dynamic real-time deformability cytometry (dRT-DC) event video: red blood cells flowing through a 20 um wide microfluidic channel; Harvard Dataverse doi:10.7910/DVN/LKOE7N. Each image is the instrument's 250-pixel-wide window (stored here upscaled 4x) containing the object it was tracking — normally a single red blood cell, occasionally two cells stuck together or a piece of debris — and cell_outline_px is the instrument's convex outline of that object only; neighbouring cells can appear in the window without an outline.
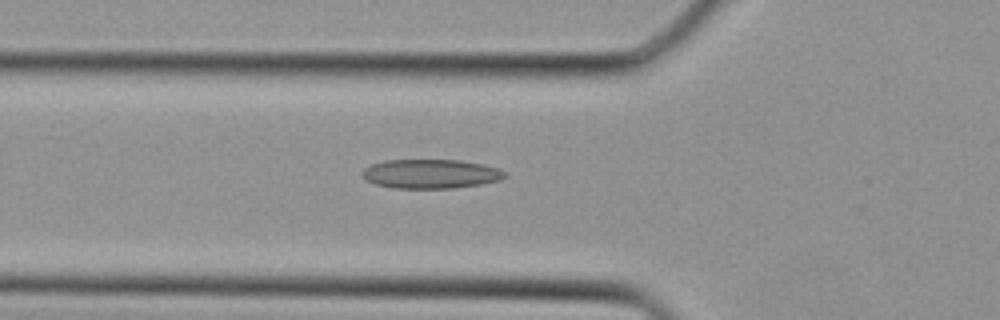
{"species": "Egyptian fruit bat (a non-hibernating species)", "species_latin": "Rousettus aegyptiacus", "temperature_condition": "cold", "stored_images_in_passage": 34, "camera_frame_rate_fps": 3000, "um_per_image_px": 0.085, "animal": {"sex": "female"}, "frame": {"image": 1, "passage_image": 12, "time_ms": 3.667, "image_size_px": [1000, 320], "cell_outline_px": [[508, 176], [500, 180], [480, 184], [452, 188], [392, 188], [376, 184], [368, 180], [360, 172], [364, 168], [372, 164], [384, 160], [460, 160], [480, 164], [496, 168], [504, 172]], "centroid_in_image_um": [36.59, 14.78], "position_along_channel_um": 89.2, "area_um2": 24.04}}
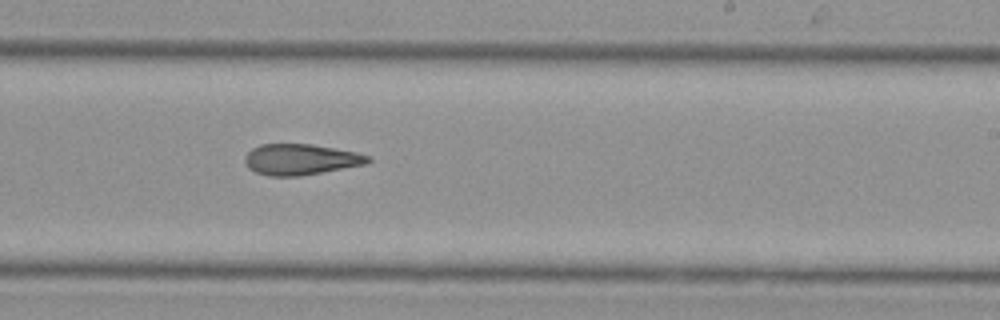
{"frame": {"image": 2, "passage_image": 21, "time_ms": 6.667, "image_size_px": [1000, 320], "cell_outline_px": [[372, 160], [368, 164], [300, 176], [268, 176], [256, 172], [248, 168], [244, 160], [244, 156], [252, 148], [260, 144], [312, 144], [356, 152], [372, 156]], "centroid_in_image_um": [25.57, 13.55], "position_along_channel_um": 263.4, "area_um2": 22.37}}
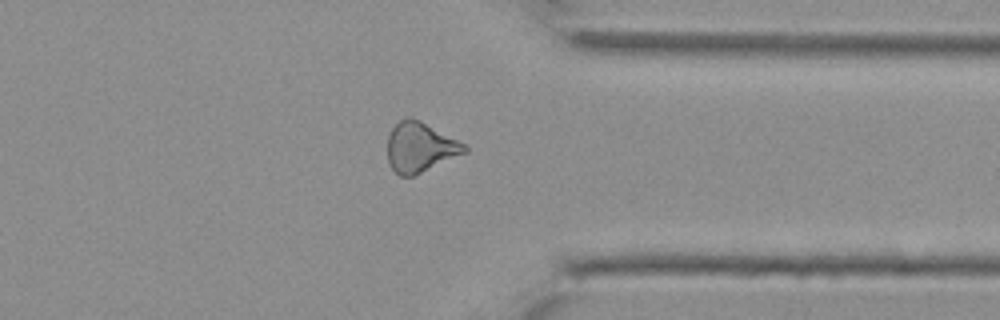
{"frame": {"image": 3, "passage_image": 27, "time_ms": 8.667, "image_size_px": [1000, 320], "cell_outline_px": [[468, 152], [412, 176], [400, 176], [392, 168], [388, 160], [388, 136], [392, 128], [400, 120], [408, 116], [412, 116], [420, 120], [464, 144], [468, 148]], "centroid_in_image_um": [35.7, 12.5], "position_along_channel_um": 375.7, "area_um2": 22.14}}